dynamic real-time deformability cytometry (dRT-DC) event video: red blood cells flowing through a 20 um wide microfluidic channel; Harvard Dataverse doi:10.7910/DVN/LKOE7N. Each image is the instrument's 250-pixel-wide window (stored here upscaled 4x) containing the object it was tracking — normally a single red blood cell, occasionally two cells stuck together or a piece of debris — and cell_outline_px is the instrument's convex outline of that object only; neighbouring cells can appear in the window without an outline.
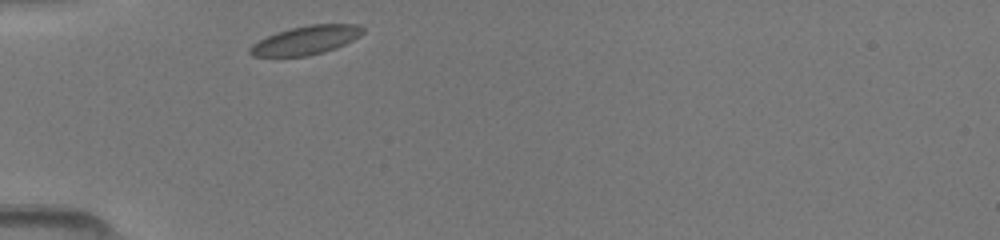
{"species": "common noctule bat (a hibernating species)", "species_latin": "Nyctalus noctula", "temperature_condition": "room temperature", "stored_images_in_passage": 28, "camera_frame_rate_fps": 3000, "um_per_image_px": 0.085, "animal": {"sex": "female", "body_mass_g": 19.5, "forearm_length_mm": 54.1}, "frame": {"image": 1, "passage_image": 1, "time_ms": 0.0, "image_size_px": [1000, 240], "cell_outline_px": [[364, 32], [360, 36], [336, 48], [324, 52], [308, 56], [252, 56], [248, 52], [248, 48], [252, 44], [276, 32], [292, 28], [312, 24], [360, 24], [364, 28]], "centroid_in_image_um": [26.02, 3.41], "position_along_channel_um": 59.0, "area_um2": 18.84}}
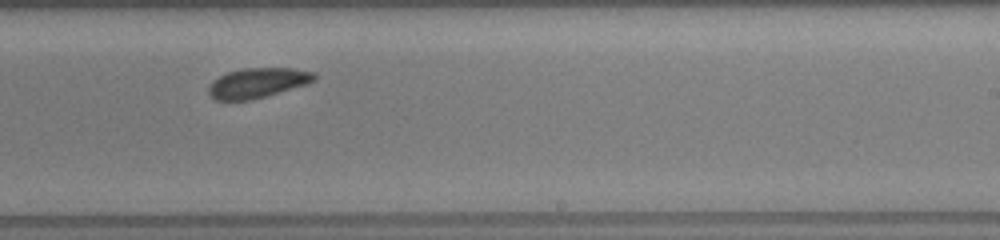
{"frame": {"image": 2, "passage_image": 17, "time_ms": 5.333, "image_size_px": [1000, 240], "cell_outline_px": [[316, 76], [312, 80], [304, 84], [264, 96], [248, 100], [216, 100], [208, 92], [208, 88], [212, 80], [228, 72], [244, 68], [292, 68], [316, 72]], "centroid_in_image_um": [21.85, 7.03], "position_along_channel_um": 267.1, "area_um2": 17.98}}
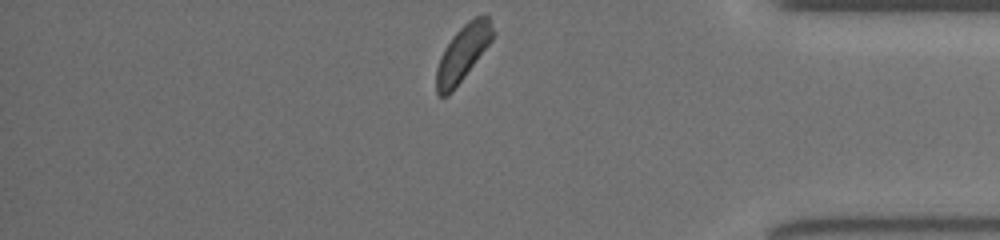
{"frame": {"image": 3, "passage_image": 28, "time_ms": 9.0, "image_size_px": [1000, 240], "cell_outline_px": [[496, 36], [452, 92], [448, 96], [440, 96], [436, 92], [436, 68], [440, 56], [444, 48], [452, 36], [468, 20], [484, 12], [488, 16], [496, 32]], "centroid_in_image_um": [39.37, 4.48], "position_along_channel_um": 395.8, "area_um2": 18.73}}